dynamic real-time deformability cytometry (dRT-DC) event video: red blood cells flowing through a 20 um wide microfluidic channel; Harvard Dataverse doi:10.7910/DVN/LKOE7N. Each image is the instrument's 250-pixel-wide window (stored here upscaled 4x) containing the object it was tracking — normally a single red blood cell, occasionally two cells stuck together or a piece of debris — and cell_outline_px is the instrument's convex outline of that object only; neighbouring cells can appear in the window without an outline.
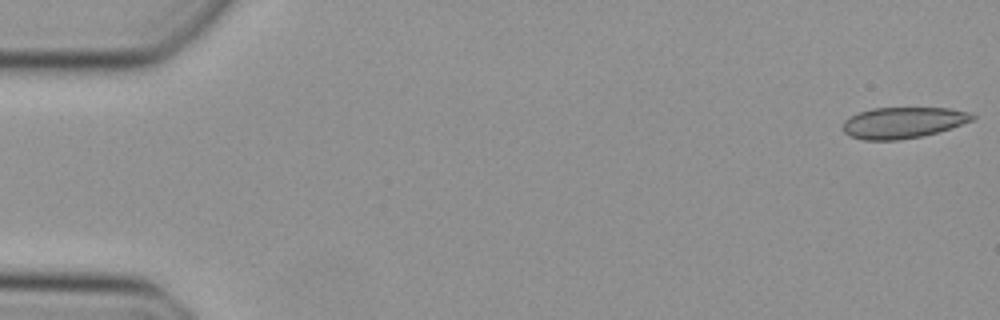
{"species": "Egyptian fruit bat (a non-hibernating species)", "species_latin": "Rousettus aegyptiacus", "temperature_condition": "cold", "stored_images_in_passage": 43, "camera_frame_rate_fps": 3000, "um_per_image_px": 0.085, "animal": {"sex": "female"}, "frame": {"image": 1, "passage_image": 1, "time_ms": 0.0, "image_size_px": [1000, 320], "cell_outline_px": [[976, 116], [972, 120], [936, 132], [920, 136], [896, 140], [864, 140], [852, 136], [844, 132], [844, 120], [848, 116], [872, 108], [948, 108], [968, 112]], "centroid_in_image_um": [76.71, 10.41], "position_along_channel_um": 8.3, "area_um2": 23.06}}
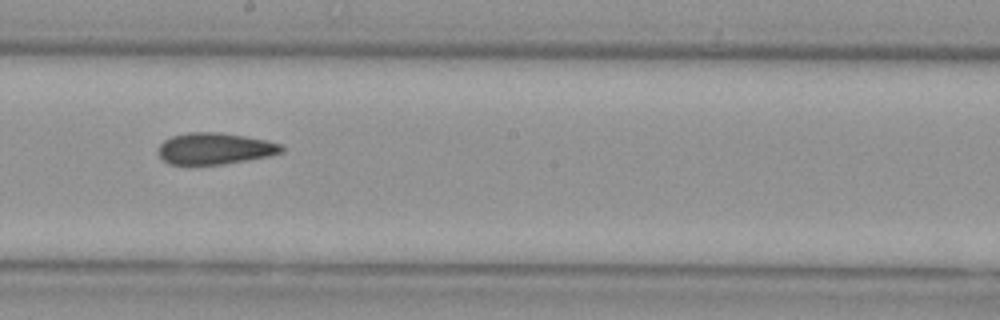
{"frame": {"image": 2, "passage_image": 27, "time_ms": 8.667, "image_size_px": [1000, 320], "cell_outline_px": [[284, 152], [268, 156], [248, 160], [224, 164], [168, 164], [160, 156], [160, 144], [164, 140], [172, 136], [188, 132], [216, 132], [244, 136], [268, 140], [280, 144], [284, 148]], "centroid_in_image_um": [18.29, 12.62], "position_along_channel_um": 229.9, "area_um2": 22.48}}
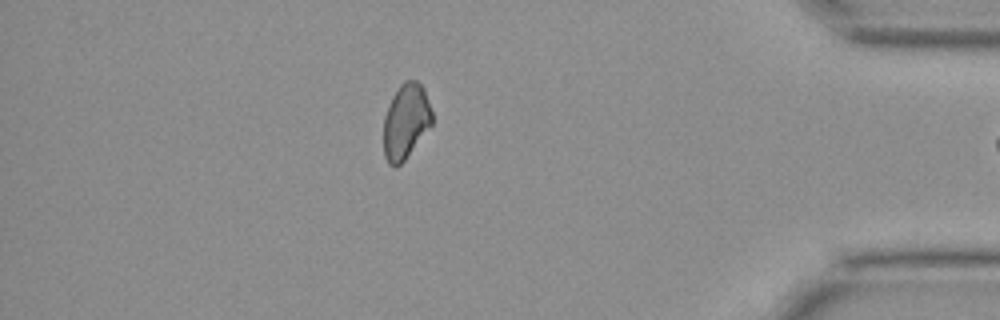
{"frame": {"image": 3, "passage_image": 42, "time_ms": 13.667, "image_size_px": [1000, 320], "cell_outline_px": [[432, 124], [404, 160], [396, 168], [388, 164], [384, 156], [384, 116], [392, 96], [400, 84], [404, 80], [416, 80], [424, 88], [432, 112]], "centroid_in_image_um": [34.48, 10.31], "position_along_channel_um": 400.7, "area_um2": 21.15}}